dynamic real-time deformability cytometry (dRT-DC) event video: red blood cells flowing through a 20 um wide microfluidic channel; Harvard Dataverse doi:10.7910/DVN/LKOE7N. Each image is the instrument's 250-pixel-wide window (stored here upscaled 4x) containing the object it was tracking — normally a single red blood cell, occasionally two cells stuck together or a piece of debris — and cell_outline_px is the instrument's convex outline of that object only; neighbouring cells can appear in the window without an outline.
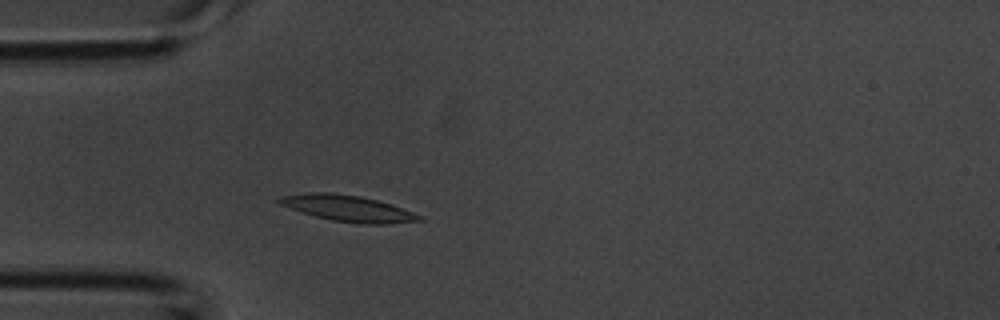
{"species": "common noctule bat (a hibernating species)", "species_latin": "Nyctalus noctula", "temperature_condition": "room temperature", "stored_images_in_passage": 38, "camera_frame_rate_fps": 3000, "um_per_image_px": 0.085, "animal": {"sex": "male", "body_mass_g": 20.1, "forearm_length_mm": 53.5}, "frame": {"image": 1, "passage_image": 8, "time_ms": 2.333, "image_size_px": [1000, 320], "cell_outline_px": [[424, 220], [388, 224], [364, 224], [332, 220], [316, 216], [280, 204], [276, 200], [276, 196], [312, 192], [328, 192], [360, 196], [392, 204], [424, 216]], "centroid_in_image_um": [29.61, 17.7], "position_along_channel_um": 55.4, "area_um2": 21.27}}
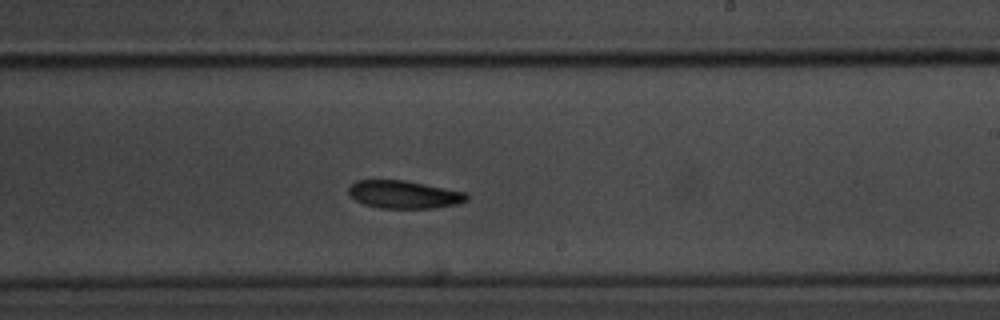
{"frame": {"image": 2, "passage_image": 21, "time_ms": 6.667, "image_size_px": [1000, 320], "cell_outline_px": [[468, 200], [460, 204], [432, 208], [380, 208], [364, 204], [356, 200], [348, 192], [348, 188], [356, 180], [404, 180], [468, 192]], "centroid_in_image_um": [34.39, 16.53], "position_along_channel_um": 254.6, "area_um2": 19.25}}
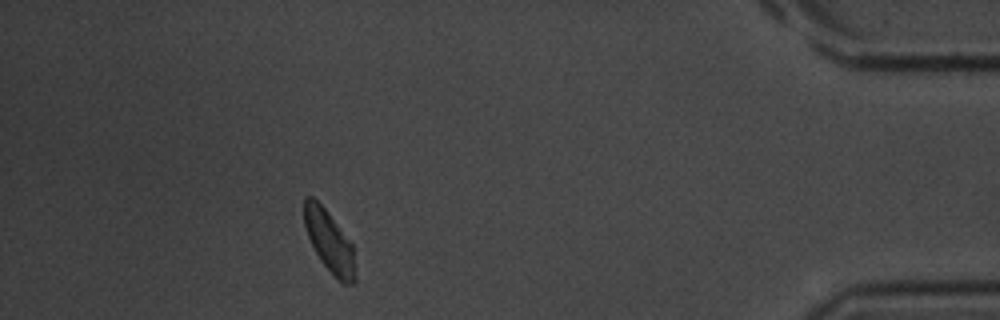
{"frame": {"image": 3, "passage_image": 34, "time_ms": 11.0, "image_size_px": [1000, 320], "cell_outline_px": [[356, 280], [352, 284], [344, 284], [320, 260], [308, 236], [304, 224], [304, 196], [312, 196], [324, 208], [356, 248]], "centroid_in_image_um": [28.04, 20.54], "position_along_channel_um": 407.2, "area_um2": 18.32}}